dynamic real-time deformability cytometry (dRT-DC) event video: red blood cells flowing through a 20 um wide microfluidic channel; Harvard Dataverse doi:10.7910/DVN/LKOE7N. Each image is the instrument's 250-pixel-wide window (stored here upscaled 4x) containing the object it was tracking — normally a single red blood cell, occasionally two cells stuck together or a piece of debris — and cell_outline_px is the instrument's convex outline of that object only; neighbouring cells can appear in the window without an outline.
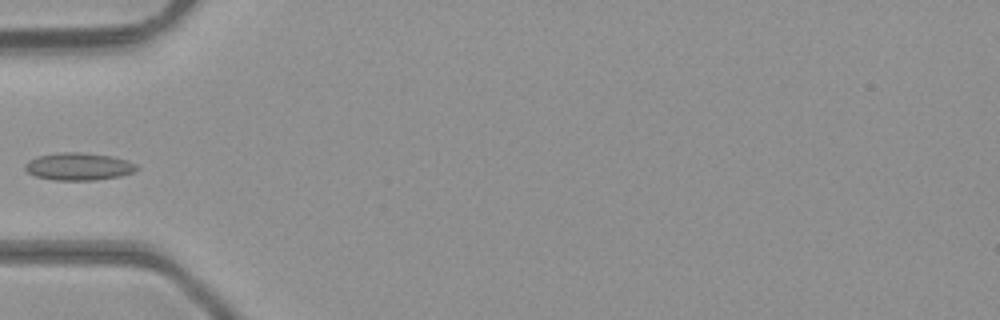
{"species": "common noctule bat (a hibernating species)", "species_latin": "Nyctalus noctula", "temperature_condition": "room temperature", "stored_images_in_passage": 5, "camera_frame_rate_fps": 3000, "um_per_image_px": 0.085, "animal": {"sex": "male", "body_mass_g": 23.1, "forearm_length_mm": 52.7}, "frame": {"image": 1, "passage_image": 5, "time_ms": 1.333, "image_size_px": [1000, 320], "cell_outline_px": [[140, 168], [132, 172], [120, 176], [96, 180], [52, 180], [36, 176], [28, 172], [24, 168], [24, 164], [28, 160], [36, 156], [56, 152], [80, 152], [112, 156], [128, 160], [136, 164]], "centroid_in_image_um": [6.67, 14.14], "position_along_channel_um": 78.3, "area_um2": 18.09}}